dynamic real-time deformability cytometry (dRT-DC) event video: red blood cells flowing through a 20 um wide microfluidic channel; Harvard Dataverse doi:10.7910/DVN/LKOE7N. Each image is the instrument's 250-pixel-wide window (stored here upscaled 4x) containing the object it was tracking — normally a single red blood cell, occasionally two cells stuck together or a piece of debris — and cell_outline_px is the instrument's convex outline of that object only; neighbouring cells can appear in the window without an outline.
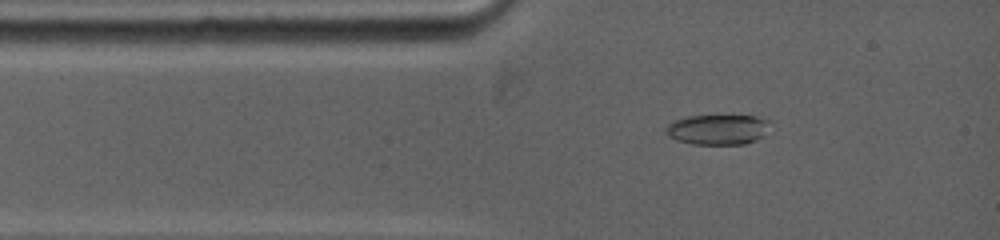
{"species": "common noctule bat (a hibernating species)", "species_latin": "Nyctalus noctula", "temperature_condition": "warm", "stored_images_in_passage": 13, "camera_frame_rate_fps": 5000, "um_per_image_px": 0.085, "animal": {"sex": "female", "body_mass_g": 19.0, "forearm_length_mm": 53.3}, "frame": {"image": 1, "passage_image": 3, "time_ms": 1.2, "image_size_px": [1000, 240], "cell_outline_px": [[772, 120], [764, 136], [756, 140], [744, 144], [692, 144], [676, 140], [668, 136], [664, 132], [664, 128], [672, 120], [688, 116], [752, 116]], "centroid_in_image_um": [60.99, 11.01], "position_along_channel_um": 24.0, "area_um2": 18.55}}
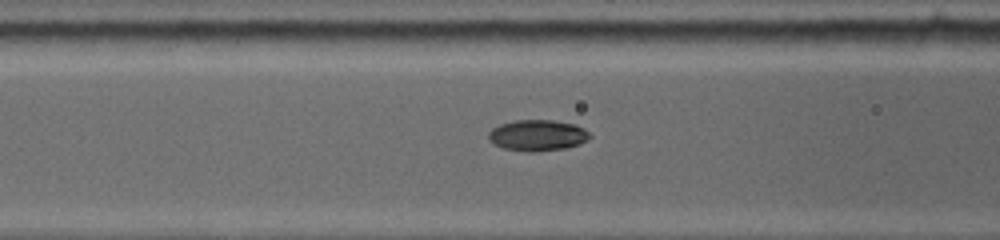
{"frame": {"image": 2, "passage_image": 9, "time_ms": 4.0, "image_size_px": [1000, 240], "cell_outline_px": [[592, 136], [588, 140], [580, 144], [568, 148], [536, 152], [528, 152], [504, 148], [488, 140], [488, 132], [492, 128], [500, 124], [516, 120], [552, 120], [576, 124], [584, 128]], "centroid_in_image_um": [45.72, 11.51], "position_along_channel_um": 120.9, "area_um2": 18.55}}
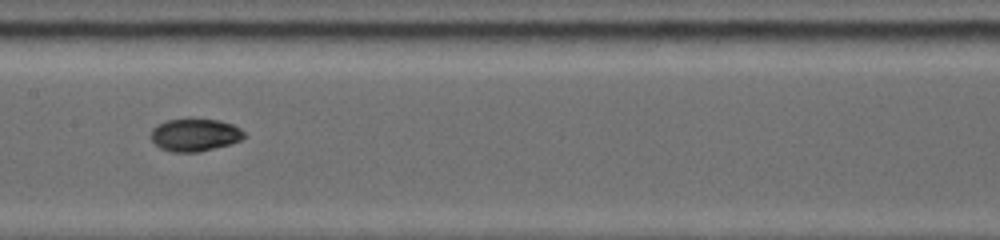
{"frame": {"image": 3, "passage_image": 12, "time_ms": 5.8, "image_size_px": [1000, 240], "cell_outline_px": [[248, 136], [240, 140], [228, 144], [200, 152], [172, 152], [160, 148], [152, 140], [152, 128], [156, 124], [168, 120], [220, 120], [232, 124], [240, 128]], "centroid_in_image_um": [16.58, 11.48], "position_along_channel_um": 190.8, "area_um2": 17.51}}